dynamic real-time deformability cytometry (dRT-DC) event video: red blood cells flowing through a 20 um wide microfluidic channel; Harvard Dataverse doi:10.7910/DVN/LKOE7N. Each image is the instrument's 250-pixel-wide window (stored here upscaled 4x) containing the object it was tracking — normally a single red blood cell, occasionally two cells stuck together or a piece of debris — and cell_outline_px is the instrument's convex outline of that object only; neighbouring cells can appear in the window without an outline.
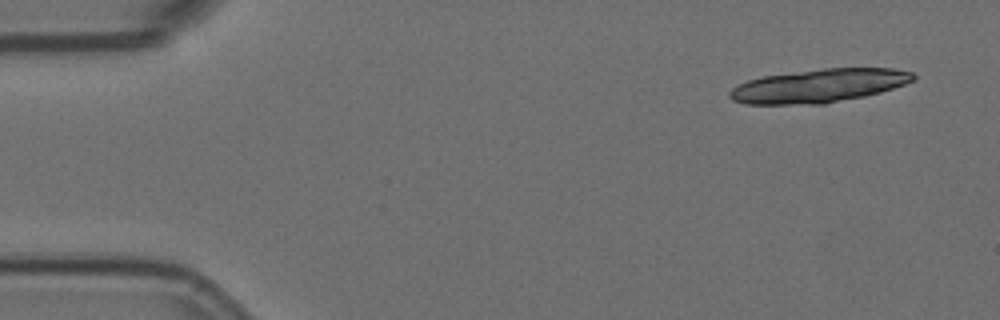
{"species": "Egyptian fruit bat (a non-hibernating species)", "species_latin": "Rousettus aegyptiacus", "temperature_condition": "room temperature", "stored_images_in_passage": 14, "camera_frame_rate_fps": 3000, "um_per_image_px": 0.085, "animal": {"sex": "female"}, "frame": {"image": 1, "passage_image": 1, "time_ms": 0.0, "image_size_px": [1000, 320], "cell_outline_px": [[916, 80], [880, 92], [864, 96], [824, 104], [744, 104], [732, 100], [728, 96], [728, 92], [732, 88], [748, 80], [764, 76], [824, 68], [892, 68], [912, 72], [916, 76]], "centroid_in_image_um": [69.6, 7.29], "position_along_channel_um": 15.4, "area_um2": 35.72}}
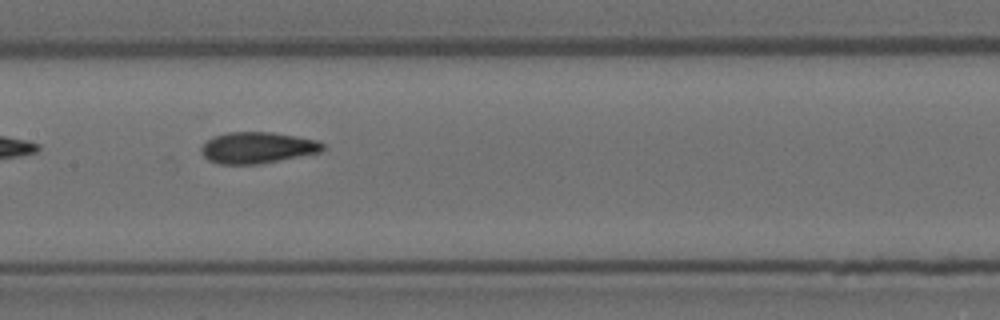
{"frame": {"image": 2, "passage_image": 7, "time_ms": 2.0, "image_size_px": [1000, 320], "cell_outline_px": [[324, 148], [320, 152], [260, 164], [216, 164], [208, 160], [200, 152], [200, 148], [212, 136], [228, 132], [272, 132], [296, 136], [316, 140], [324, 144]], "centroid_in_image_um": [21.84, 12.55], "position_along_channel_um": 185.6, "area_um2": 22.2}}
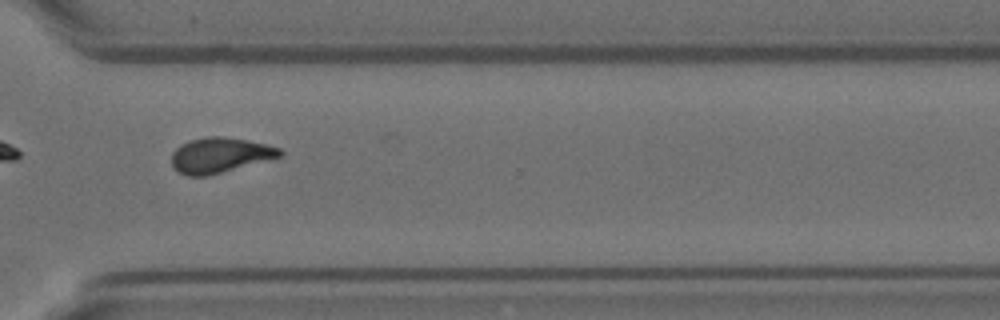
{"frame": {"image": 3, "passage_image": 11, "time_ms": 3.333, "image_size_px": [1000, 320], "cell_outline_px": [[284, 152], [280, 156], [208, 176], [188, 176], [180, 172], [172, 164], [172, 152], [180, 144], [188, 140], [208, 136], [220, 136], [248, 140], [280, 148]], "centroid_in_image_um": [18.66, 13.18], "position_along_channel_um": 351.9, "area_um2": 21.96}}